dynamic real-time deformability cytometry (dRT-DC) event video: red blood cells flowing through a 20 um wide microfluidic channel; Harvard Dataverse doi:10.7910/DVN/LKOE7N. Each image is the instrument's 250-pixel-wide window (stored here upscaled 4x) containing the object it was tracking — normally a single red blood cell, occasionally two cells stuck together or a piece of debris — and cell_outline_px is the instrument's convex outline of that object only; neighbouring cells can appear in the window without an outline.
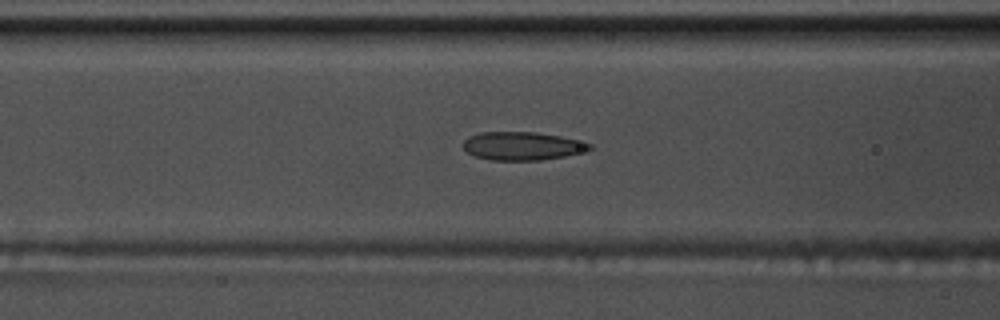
{"species": "common noctule bat (a hibernating species)", "species_latin": "Nyctalus noctula", "temperature_condition": "warm", "stored_images_in_passage": 44, "camera_frame_rate_fps": 3000, "um_per_image_px": 0.085, "animal": {"sex": "male", "body_mass_g": 17.5, "forearm_length_mm": 52.3}, "frame": {"image": 1, "passage_image": 12, "time_ms": 3.667, "image_size_px": [1000, 320], "cell_outline_px": [[592, 148], [588, 152], [540, 160], [492, 160], [476, 156], [468, 152], [464, 148], [464, 140], [468, 136], [480, 132], [536, 132], [560, 136], [592, 144]], "centroid_in_image_um": [44.42, 12.4], "position_along_channel_um": 122.2, "area_um2": 20.81}}
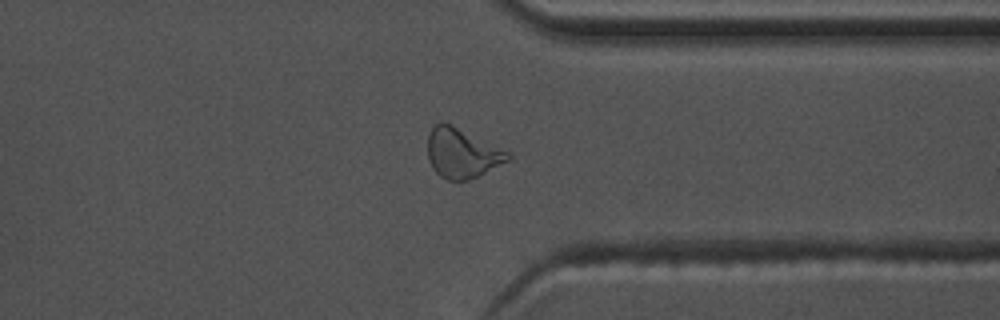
{"frame": {"image": 2, "passage_image": 32, "time_ms": 10.333, "image_size_px": [1000, 320], "cell_outline_px": [[512, 156], [508, 160], [468, 180], [448, 180], [440, 176], [432, 168], [428, 160], [428, 132], [436, 124], [448, 124], [512, 152]], "centroid_in_image_um": [39.26, 13.04], "position_along_channel_um": 372.1, "area_um2": 22.72}}
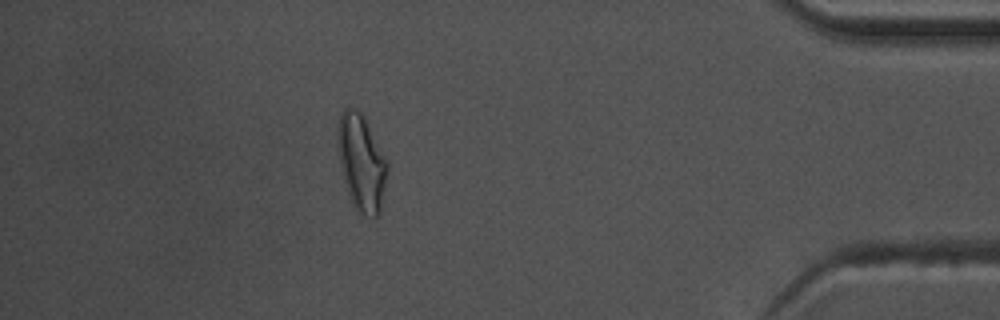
{"frame": {"image": 3, "passage_image": 38, "time_ms": 12.333, "image_size_px": [1000, 320], "cell_outline_px": [[388, 168], [380, 212], [376, 216], [364, 216], [352, 204], [348, 192], [340, 164], [336, 140], [336, 132], [340, 112], [344, 108], [356, 108], [364, 116], [388, 160]], "centroid_in_image_um": [30.72, 13.76], "position_along_channel_um": 404.5, "area_um2": 28.03}, "authors_computed_cell_mechanics": {"area_um2": 21.7039, "velocity_mm_per_s": 3.7827, "shape_relaxation_time_tau1_ms": null, "shape_relaxation_time_tau2_ms": 1.8131, "deformation_change_tau1": null, "deformation_change_tau2": 0.0818}}